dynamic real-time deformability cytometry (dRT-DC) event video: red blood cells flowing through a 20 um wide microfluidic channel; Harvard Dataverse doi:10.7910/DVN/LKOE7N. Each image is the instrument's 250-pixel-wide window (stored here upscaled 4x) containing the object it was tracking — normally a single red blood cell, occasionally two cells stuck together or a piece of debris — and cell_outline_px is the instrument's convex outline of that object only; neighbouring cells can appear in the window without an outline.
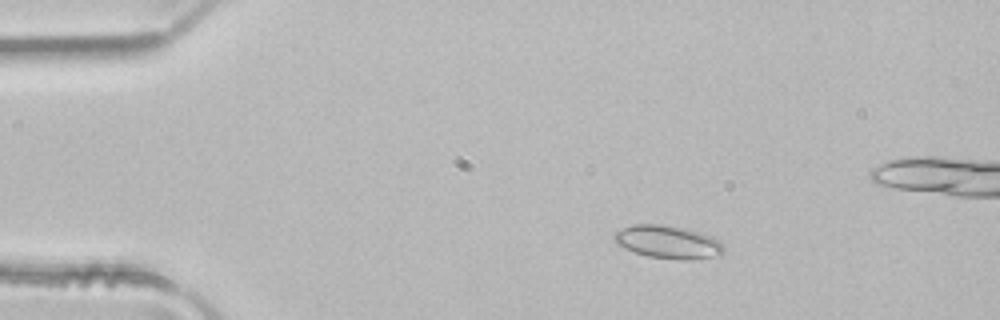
{"species": "common noctule bat (a hibernating species)", "species_latin": "Nyctalus noctula", "temperature_condition": "room temperature", "stored_images_in_passage": 4, "camera_frame_rate_fps": 3000, "um_per_image_px": 0.085, "animal": {"sex": "male", "body_mass_g": 21.5, "forearm_length_mm": 52.0}, "frame": {"image": 1, "passage_image": 2, "time_ms": 0.333, "image_size_px": [1000, 320], "cell_outline_px": [[724, 252], [712, 256], [684, 260], [648, 256], [624, 248], [616, 244], [612, 240], [612, 236], [616, 232], [632, 224], [660, 224], [684, 228], [700, 232], [712, 236], [724, 248]], "centroid_in_image_um": [56.71, 20.55], "position_along_channel_um": 28.3, "area_um2": 20.75}}